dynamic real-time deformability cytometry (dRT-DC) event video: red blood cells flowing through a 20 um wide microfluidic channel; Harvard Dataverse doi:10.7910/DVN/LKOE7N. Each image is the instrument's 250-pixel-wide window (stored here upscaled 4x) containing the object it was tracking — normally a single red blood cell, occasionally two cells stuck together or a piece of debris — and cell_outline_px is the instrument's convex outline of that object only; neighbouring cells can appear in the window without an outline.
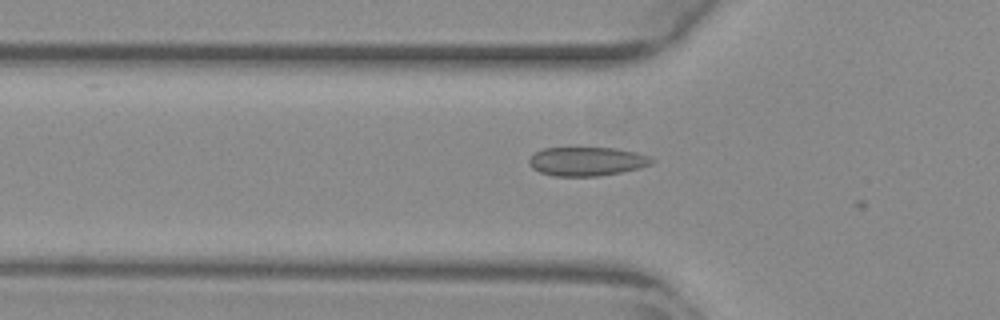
{"species": "common noctule bat (a hibernating species)", "species_latin": "Nyctalus noctula", "temperature_condition": "warm", "stored_images_in_passage": 5, "camera_frame_rate_fps": 3000, "um_per_image_px": 0.085, "animal": {"sex": "female", "body_mass_g": 29.2, "forearm_length_mm": 56.3}, "frame": {"image": 1, "passage_image": 3, "time_ms": 0.667, "image_size_px": [1000, 320], "cell_outline_px": [[652, 164], [640, 168], [620, 172], [596, 176], [552, 176], [540, 172], [532, 168], [528, 160], [536, 152], [544, 148], [616, 148], [636, 152], [648, 156], [652, 160]], "centroid_in_image_um": [49.87, 13.72], "position_along_channel_um": 75.9, "area_um2": 20.46}}